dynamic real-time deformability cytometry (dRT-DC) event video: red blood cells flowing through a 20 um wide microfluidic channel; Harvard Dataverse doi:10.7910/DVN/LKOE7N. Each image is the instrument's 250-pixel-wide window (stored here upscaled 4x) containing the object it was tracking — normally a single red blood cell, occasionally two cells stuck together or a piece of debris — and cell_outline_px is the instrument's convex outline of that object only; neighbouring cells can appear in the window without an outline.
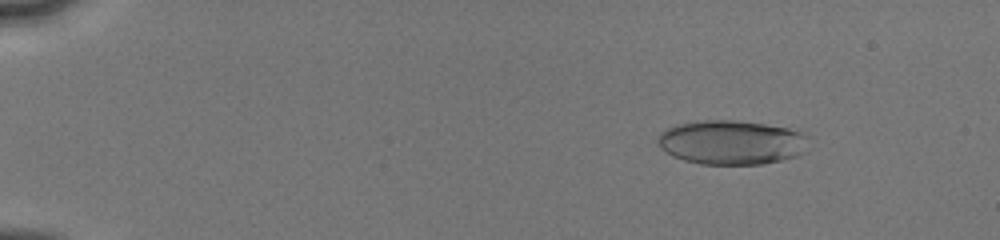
{"species": "human", "species_latin": "Homo sapiens", "temperature_condition": "cold", "stored_images_in_passage": 14, "camera_frame_rate_fps": 3000, "um_per_image_px": 0.085, "donor": {"sex": "male"}, "frame": {"image": 1, "passage_image": 5, "time_ms": 2.333, "image_size_px": [1000, 240], "cell_outline_px": [[808, 136], [804, 152], [800, 156], [760, 164], [700, 164], [684, 160], [672, 156], [660, 148], [656, 140], [656, 136], [664, 128], [676, 124], [696, 120], [732, 120], [764, 124], [788, 128], [800, 132]], "centroid_in_image_um": [62.12, 12.09], "position_along_channel_um": 22.9, "area_um2": 39.25}}
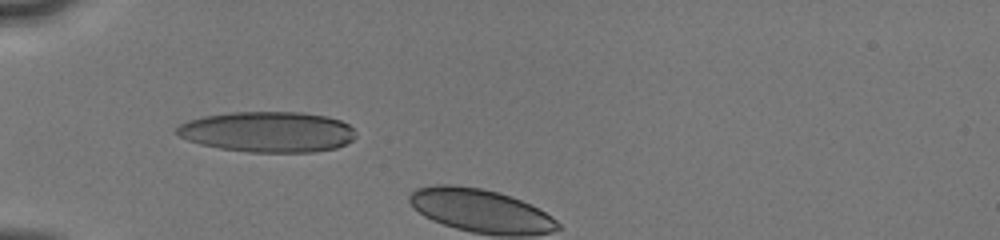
{"frame": {"image": 2, "passage_image": 12, "time_ms": 6.0, "image_size_px": [1000, 240], "cell_outline_px": [[356, 136], [352, 140], [336, 148], [312, 152], [248, 152], [220, 148], [200, 144], [188, 140], [180, 136], [176, 132], [176, 128], [180, 124], [188, 120], [204, 116], [232, 112], [304, 112], [328, 116], [340, 120], [348, 124], [356, 132]], "centroid_in_image_um": [22.78, 11.2], "position_along_channel_um": 62.2, "area_um2": 42.43}}